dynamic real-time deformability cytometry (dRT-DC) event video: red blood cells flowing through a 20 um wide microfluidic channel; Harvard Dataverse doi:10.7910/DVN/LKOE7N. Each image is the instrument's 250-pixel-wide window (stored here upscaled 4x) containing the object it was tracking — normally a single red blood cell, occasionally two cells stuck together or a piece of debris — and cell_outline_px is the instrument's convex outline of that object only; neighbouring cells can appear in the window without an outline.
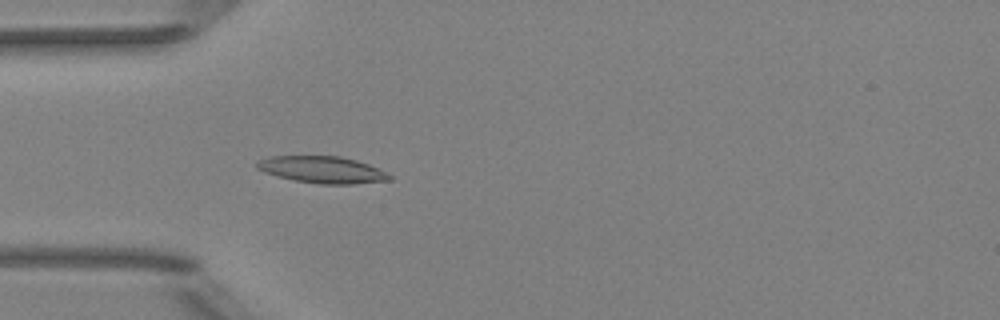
{"species": "Egyptian fruit bat (a non-hibernating species)", "species_latin": "Rousettus aegyptiacus", "temperature_condition": "room temperature", "stored_images_in_passage": 43, "camera_frame_rate_fps": 3000, "um_per_image_px": 0.085, "animal": {"sex": "female"}, "frame": {"image": 1, "passage_image": 7, "time_ms": 2.0, "image_size_px": [1000, 320], "cell_outline_px": [[392, 180], [352, 184], [320, 184], [296, 180], [276, 176], [264, 172], [256, 168], [256, 160], [268, 156], [340, 156], [356, 160], [368, 164], [392, 176]], "centroid_in_image_um": [27.35, 14.42], "position_along_channel_um": 57.7, "area_um2": 20.69}}
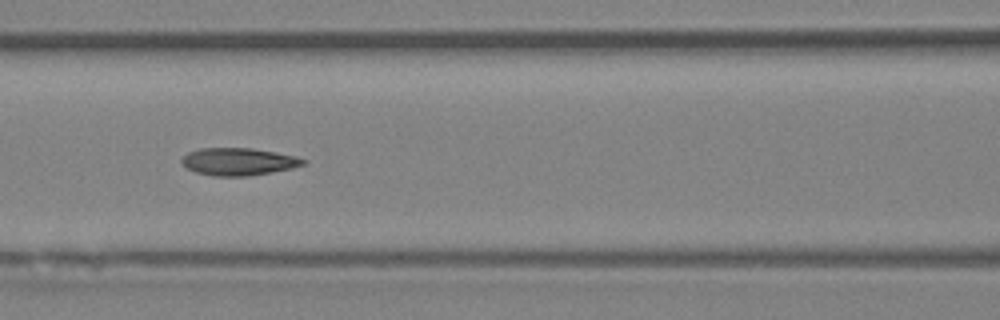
{"frame": {"image": 2, "passage_image": 14, "time_ms": 4.333, "image_size_px": [1000, 320], "cell_outline_px": [[308, 160], [304, 164], [292, 168], [272, 172], [248, 176], [212, 176], [196, 172], [188, 168], [180, 160], [188, 152], [200, 148], [252, 148], [276, 152], [296, 156]], "centroid_in_image_um": [20.29, 13.73], "position_along_channel_um": 146.3, "area_um2": 19.42}}
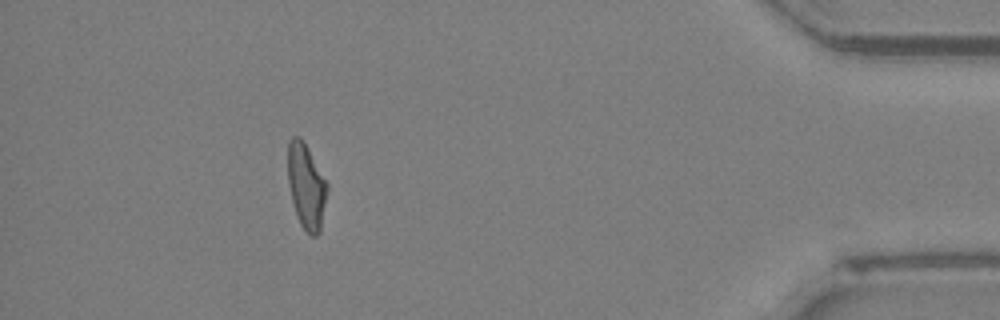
{"frame": {"image": 3, "passage_image": 38, "time_ms": 12.333, "image_size_px": [1000, 320], "cell_outline_px": [[328, 188], [320, 232], [316, 236], [312, 236], [300, 224], [296, 216], [288, 184], [288, 140], [292, 136], [300, 136], [304, 140], [328, 184]], "centroid_in_image_um": [26.03, 15.8], "position_along_channel_um": 409.2, "area_um2": 19.65}, "authors_computed_cell_mechanics": {"area_um2": 19.4786, "velocity_mm_per_s": 4.0046, "shape_relaxation_time_tau1_ms": 6.2331, "shape_relaxation_time_tau2_ms": 1.6761, "deformation_change_tau1": 0.1897, "deformation_change_tau2": 0.0901}}